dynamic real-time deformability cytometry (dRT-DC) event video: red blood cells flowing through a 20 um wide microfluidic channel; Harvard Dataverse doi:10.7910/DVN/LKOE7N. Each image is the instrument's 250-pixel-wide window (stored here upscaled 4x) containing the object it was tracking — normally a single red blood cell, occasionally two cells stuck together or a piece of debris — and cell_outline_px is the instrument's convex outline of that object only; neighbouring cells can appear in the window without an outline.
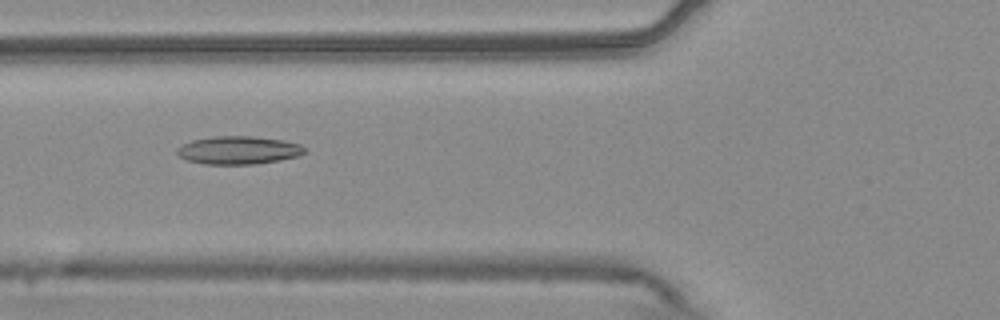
{"species": "common noctule bat (a hibernating species)", "species_latin": "Nyctalus noctula", "temperature_condition": "warm", "stored_images_in_passage": 53, "camera_frame_rate_fps": 3000, "um_per_image_px": 0.085, "animal": {"sex": "male", "body_mass_g": 20.4}, "frame": {"image": 1, "passage_image": 21, "time_ms": 6.667, "image_size_px": [1000, 320], "cell_outline_px": [[308, 152], [296, 156], [280, 160], [256, 164], [204, 164], [188, 160], [180, 156], [176, 152], [176, 148], [192, 140], [216, 136], [252, 136], [284, 140], [300, 144], [308, 148]], "centroid_in_image_um": [20.32, 12.76], "position_along_channel_um": 105.5, "area_um2": 20.92}}
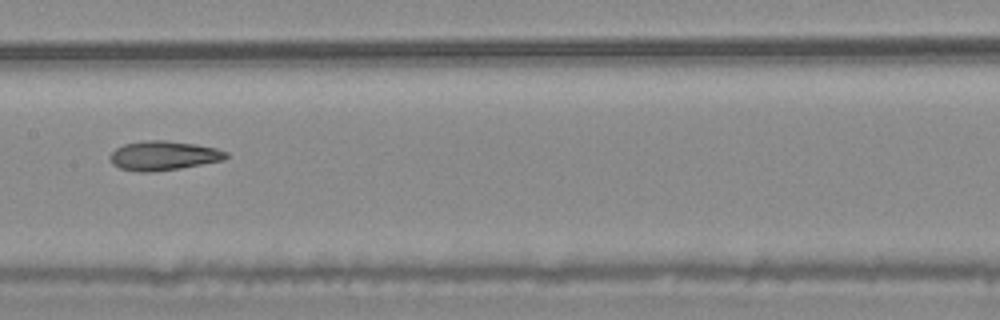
{"frame": {"image": 2, "passage_image": 28, "time_ms": 9.0, "image_size_px": [1000, 320], "cell_outline_px": [[228, 156], [224, 160], [180, 168], [152, 172], [140, 172], [120, 168], [112, 164], [108, 156], [116, 148], [124, 144], [144, 140], [164, 140], [196, 144], [216, 148], [228, 152]], "centroid_in_image_um": [13.88, 13.22], "position_along_channel_um": 193.5, "area_um2": 19.88}}
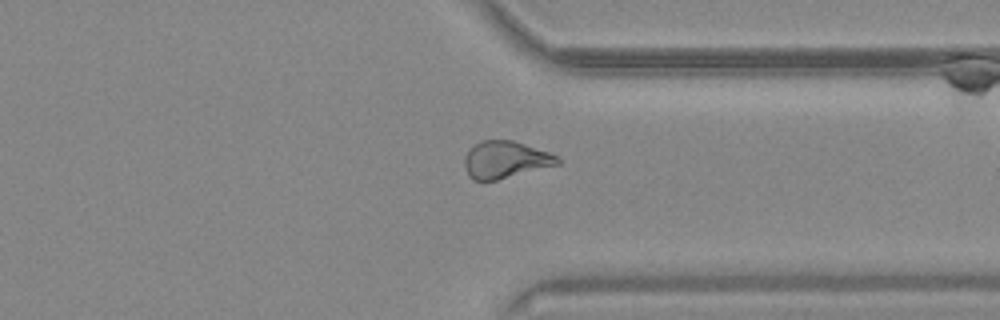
{"frame": {"image": 3, "passage_image": 42, "time_ms": 13.667, "image_size_px": [1000, 320], "cell_outline_px": [[560, 164], [496, 180], [472, 180], [468, 176], [464, 168], [464, 156], [468, 148], [480, 140], [512, 140], [548, 152], [556, 156], [560, 160]], "centroid_in_image_um": [42.89, 13.57], "position_along_channel_um": 368.5, "area_um2": 20.17}, "authors_computed_cell_mechanics": {"area_um2": 21.2704, "velocity_mm_per_s": 3.7516, "shape_relaxation_time_tau1_ms": null, "shape_relaxation_time_tau2_ms": 2.2591, "deformation_change_tau1": null, "deformation_change_tau2": 0.1003}}